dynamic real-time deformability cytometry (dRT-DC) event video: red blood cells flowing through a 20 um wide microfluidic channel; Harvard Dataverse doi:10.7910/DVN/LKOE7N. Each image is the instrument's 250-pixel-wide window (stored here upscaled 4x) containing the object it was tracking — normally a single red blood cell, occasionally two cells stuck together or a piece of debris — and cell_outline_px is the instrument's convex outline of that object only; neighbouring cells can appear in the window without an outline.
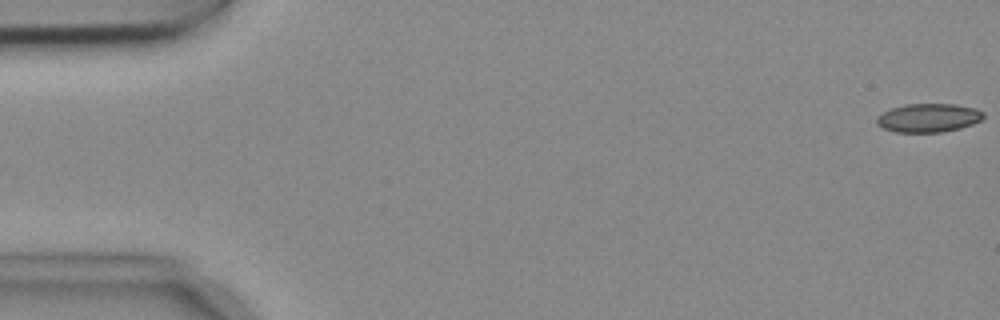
{"species": "common noctule bat (a hibernating species)", "species_latin": "Nyctalus noctula", "temperature_condition": "cold", "stored_images_in_passage": 54, "camera_frame_rate_fps": 3000, "um_per_image_px": 0.085, "animal": {"sex": "female", "body_mass_g": 18.4}, "frame": {"image": 1, "passage_image": 1, "time_ms": 0.0, "image_size_px": [1000, 320], "cell_outline_px": [[984, 116], [980, 120], [972, 124], [960, 128], [940, 132], [896, 132], [884, 128], [876, 124], [876, 116], [892, 108], [904, 104], [956, 104], [976, 108], [984, 112]], "centroid_in_image_um": [78.92, 10.01], "position_along_channel_um": 6.1, "area_um2": 17.8}}
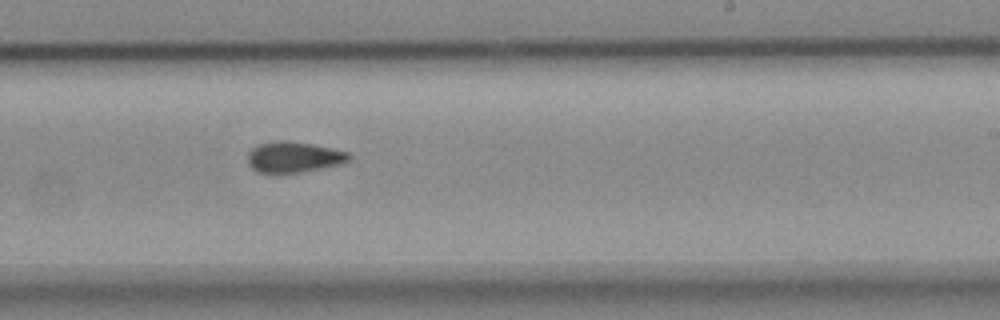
{"frame": {"image": 2, "passage_image": 33, "time_ms": 10.667, "image_size_px": [1000, 320], "cell_outline_px": [[352, 156], [344, 164], [280, 176], [276, 176], [256, 172], [248, 164], [248, 152], [256, 144], [276, 140], [288, 140], [312, 144], [348, 152]], "centroid_in_image_um": [24.91, 13.39], "position_along_channel_um": 264.1, "area_um2": 19.02}}
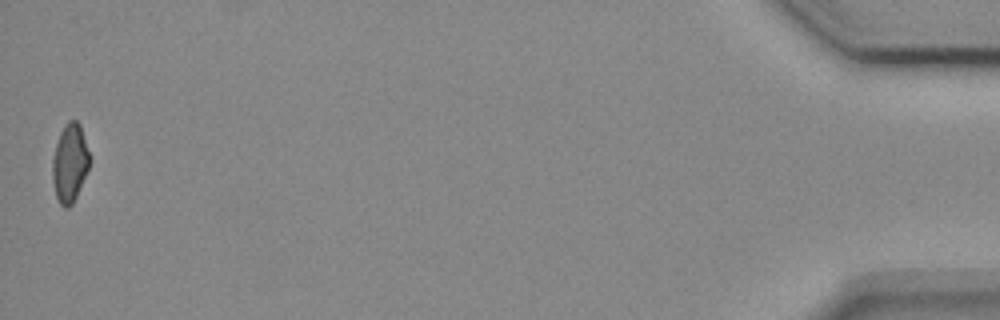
{"frame": {"image": 3, "passage_image": 54, "time_ms": 17.667, "image_size_px": [1000, 320], "cell_outline_px": [[92, 160], [76, 196], [72, 204], [68, 208], [64, 208], [60, 204], [56, 196], [52, 180], [52, 160], [56, 144], [60, 132], [64, 124], [68, 120], [76, 120], [80, 124]], "centroid_in_image_um": [5.94, 13.84], "position_along_channel_um": 429.3, "area_um2": 17.11}, "authors_computed_cell_mechanics": {"area_um2": 18.2648, "velocity_mm_per_s": 3.7216, "shape_relaxation_time_tau1_ms": null, "shape_relaxation_time_tau2_ms": 8.4427, "deformation_change_tau1": null, "deformation_change_tau2": 0.1356}}